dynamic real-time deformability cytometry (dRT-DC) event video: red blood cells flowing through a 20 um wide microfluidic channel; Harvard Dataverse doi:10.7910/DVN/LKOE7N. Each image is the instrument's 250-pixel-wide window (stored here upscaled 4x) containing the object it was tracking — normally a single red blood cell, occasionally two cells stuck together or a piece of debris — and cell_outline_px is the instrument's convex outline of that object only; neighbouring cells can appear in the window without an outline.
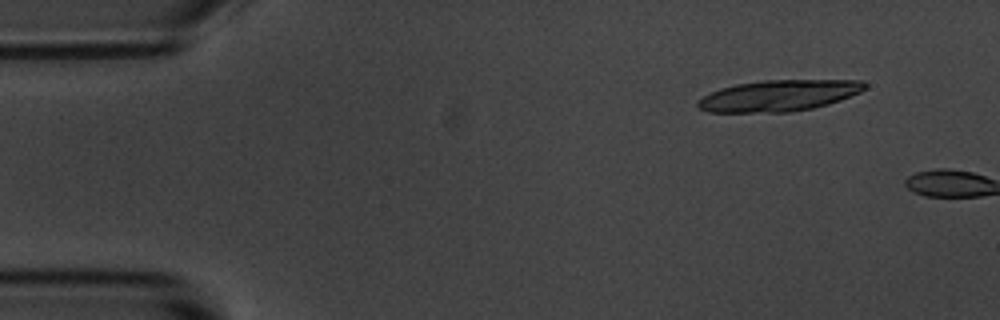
{"species": "common noctule bat (a hibernating species)", "species_latin": "Nyctalus noctula", "temperature_condition": "room temperature", "stored_images_in_passage": 3, "camera_frame_rate_fps": 3000, "um_per_image_px": 0.085, "animal": {"sex": "male", "body_mass_g": 20.1, "forearm_length_mm": 53.5}, "frame": {"image": 1, "passage_image": 2, "time_ms": 1.333, "image_size_px": [1000, 320], "cell_outline_px": [[868, 84], [860, 92], [840, 100], [828, 104], [812, 108], [792, 112], [708, 112], [700, 108], [696, 104], [696, 100], [720, 88], [736, 84], [764, 80], [864, 80]], "centroid_in_image_um": [66.2, 8.12], "position_along_channel_um": 18.8, "area_um2": 30.35}}